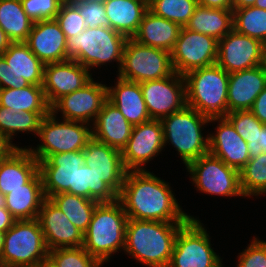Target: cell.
<instances>
[{
    "label": "cell",
    "mask_w": 266,
    "mask_h": 267,
    "mask_svg": "<svg viewBox=\"0 0 266 267\" xmlns=\"http://www.w3.org/2000/svg\"><path fill=\"white\" fill-rule=\"evenodd\" d=\"M266 87V71L257 66L252 69L229 74L228 113L237 110H250L257 96Z\"/></svg>",
    "instance_id": "obj_24"
},
{
    "label": "cell",
    "mask_w": 266,
    "mask_h": 267,
    "mask_svg": "<svg viewBox=\"0 0 266 267\" xmlns=\"http://www.w3.org/2000/svg\"><path fill=\"white\" fill-rule=\"evenodd\" d=\"M37 220L48 250L83 246L84 233L49 198L43 200Z\"/></svg>",
    "instance_id": "obj_20"
},
{
    "label": "cell",
    "mask_w": 266,
    "mask_h": 267,
    "mask_svg": "<svg viewBox=\"0 0 266 267\" xmlns=\"http://www.w3.org/2000/svg\"><path fill=\"white\" fill-rule=\"evenodd\" d=\"M44 66L25 42H12L0 56V89L42 86Z\"/></svg>",
    "instance_id": "obj_12"
},
{
    "label": "cell",
    "mask_w": 266,
    "mask_h": 267,
    "mask_svg": "<svg viewBox=\"0 0 266 267\" xmlns=\"http://www.w3.org/2000/svg\"><path fill=\"white\" fill-rule=\"evenodd\" d=\"M56 117L51 112L43 117L37 133L41 144L36 149L27 148L38 161L51 154L83 150L92 138L90 124L68 120L59 122Z\"/></svg>",
    "instance_id": "obj_8"
},
{
    "label": "cell",
    "mask_w": 266,
    "mask_h": 267,
    "mask_svg": "<svg viewBox=\"0 0 266 267\" xmlns=\"http://www.w3.org/2000/svg\"><path fill=\"white\" fill-rule=\"evenodd\" d=\"M127 39L110 27L86 28L66 39L67 60H75L87 69L116 61L119 72Z\"/></svg>",
    "instance_id": "obj_5"
},
{
    "label": "cell",
    "mask_w": 266,
    "mask_h": 267,
    "mask_svg": "<svg viewBox=\"0 0 266 267\" xmlns=\"http://www.w3.org/2000/svg\"><path fill=\"white\" fill-rule=\"evenodd\" d=\"M185 223L128 218L124 252L140 264L149 267H168L177 233Z\"/></svg>",
    "instance_id": "obj_2"
},
{
    "label": "cell",
    "mask_w": 266,
    "mask_h": 267,
    "mask_svg": "<svg viewBox=\"0 0 266 267\" xmlns=\"http://www.w3.org/2000/svg\"><path fill=\"white\" fill-rule=\"evenodd\" d=\"M181 27L149 9L145 12L137 33L132 37L140 44L171 52Z\"/></svg>",
    "instance_id": "obj_29"
},
{
    "label": "cell",
    "mask_w": 266,
    "mask_h": 267,
    "mask_svg": "<svg viewBox=\"0 0 266 267\" xmlns=\"http://www.w3.org/2000/svg\"><path fill=\"white\" fill-rule=\"evenodd\" d=\"M186 169L193 184L203 193L244 197L240 189L239 171L210 153L190 162Z\"/></svg>",
    "instance_id": "obj_11"
},
{
    "label": "cell",
    "mask_w": 266,
    "mask_h": 267,
    "mask_svg": "<svg viewBox=\"0 0 266 267\" xmlns=\"http://www.w3.org/2000/svg\"><path fill=\"white\" fill-rule=\"evenodd\" d=\"M48 252L38 220H17L5 232L0 267H36Z\"/></svg>",
    "instance_id": "obj_7"
},
{
    "label": "cell",
    "mask_w": 266,
    "mask_h": 267,
    "mask_svg": "<svg viewBox=\"0 0 266 267\" xmlns=\"http://www.w3.org/2000/svg\"><path fill=\"white\" fill-rule=\"evenodd\" d=\"M173 72L169 51L127 39L118 77L141 83L166 78Z\"/></svg>",
    "instance_id": "obj_9"
},
{
    "label": "cell",
    "mask_w": 266,
    "mask_h": 267,
    "mask_svg": "<svg viewBox=\"0 0 266 267\" xmlns=\"http://www.w3.org/2000/svg\"><path fill=\"white\" fill-rule=\"evenodd\" d=\"M225 117L247 143L254 139L258 131L265 126L250 110L232 111Z\"/></svg>",
    "instance_id": "obj_40"
},
{
    "label": "cell",
    "mask_w": 266,
    "mask_h": 267,
    "mask_svg": "<svg viewBox=\"0 0 266 267\" xmlns=\"http://www.w3.org/2000/svg\"><path fill=\"white\" fill-rule=\"evenodd\" d=\"M50 200L68 217L80 231L85 233L93 212L99 202L67 192L53 195Z\"/></svg>",
    "instance_id": "obj_34"
},
{
    "label": "cell",
    "mask_w": 266,
    "mask_h": 267,
    "mask_svg": "<svg viewBox=\"0 0 266 267\" xmlns=\"http://www.w3.org/2000/svg\"><path fill=\"white\" fill-rule=\"evenodd\" d=\"M172 192L169 183L150 171H127L118 200L131 219L187 222L194 218L182 211Z\"/></svg>",
    "instance_id": "obj_1"
},
{
    "label": "cell",
    "mask_w": 266,
    "mask_h": 267,
    "mask_svg": "<svg viewBox=\"0 0 266 267\" xmlns=\"http://www.w3.org/2000/svg\"><path fill=\"white\" fill-rule=\"evenodd\" d=\"M42 178L39 171L24 185L1 198L6 209L16 220L37 219L43 200Z\"/></svg>",
    "instance_id": "obj_28"
},
{
    "label": "cell",
    "mask_w": 266,
    "mask_h": 267,
    "mask_svg": "<svg viewBox=\"0 0 266 267\" xmlns=\"http://www.w3.org/2000/svg\"><path fill=\"white\" fill-rule=\"evenodd\" d=\"M107 87L92 79L83 88L59 98L50 107V112L54 116L61 112L63 120L90 124V121L94 122L107 100Z\"/></svg>",
    "instance_id": "obj_17"
},
{
    "label": "cell",
    "mask_w": 266,
    "mask_h": 267,
    "mask_svg": "<svg viewBox=\"0 0 266 267\" xmlns=\"http://www.w3.org/2000/svg\"><path fill=\"white\" fill-rule=\"evenodd\" d=\"M197 6V0H150L148 9L157 16L185 27Z\"/></svg>",
    "instance_id": "obj_38"
},
{
    "label": "cell",
    "mask_w": 266,
    "mask_h": 267,
    "mask_svg": "<svg viewBox=\"0 0 266 267\" xmlns=\"http://www.w3.org/2000/svg\"><path fill=\"white\" fill-rule=\"evenodd\" d=\"M202 224L190 218L179 229L168 267H223Z\"/></svg>",
    "instance_id": "obj_10"
},
{
    "label": "cell",
    "mask_w": 266,
    "mask_h": 267,
    "mask_svg": "<svg viewBox=\"0 0 266 267\" xmlns=\"http://www.w3.org/2000/svg\"><path fill=\"white\" fill-rule=\"evenodd\" d=\"M92 137L120 151L126 146L133 126L108 99L103 103L92 123Z\"/></svg>",
    "instance_id": "obj_25"
},
{
    "label": "cell",
    "mask_w": 266,
    "mask_h": 267,
    "mask_svg": "<svg viewBox=\"0 0 266 267\" xmlns=\"http://www.w3.org/2000/svg\"><path fill=\"white\" fill-rule=\"evenodd\" d=\"M0 106L15 112H50L43 86L32 84L20 89H0Z\"/></svg>",
    "instance_id": "obj_32"
},
{
    "label": "cell",
    "mask_w": 266,
    "mask_h": 267,
    "mask_svg": "<svg viewBox=\"0 0 266 267\" xmlns=\"http://www.w3.org/2000/svg\"><path fill=\"white\" fill-rule=\"evenodd\" d=\"M27 16L33 21L53 20L65 0H20Z\"/></svg>",
    "instance_id": "obj_43"
},
{
    "label": "cell",
    "mask_w": 266,
    "mask_h": 267,
    "mask_svg": "<svg viewBox=\"0 0 266 267\" xmlns=\"http://www.w3.org/2000/svg\"><path fill=\"white\" fill-rule=\"evenodd\" d=\"M116 83L115 87H107V99L121 111L132 126L150 121L140 83L120 77Z\"/></svg>",
    "instance_id": "obj_27"
},
{
    "label": "cell",
    "mask_w": 266,
    "mask_h": 267,
    "mask_svg": "<svg viewBox=\"0 0 266 267\" xmlns=\"http://www.w3.org/2000/svg\"><path fill=\"white\" fill-rule=\"evenodd\" d=\"M16 218L6 209L4 204L0 201V231L6 232L14 223Z\"/></svg>",
    "instance_id": "obj_49"
},
{
    "label": "cell",
    "mask_w": 266,
    "mask_h": 267,
    "mask_svg": "<svg viewBox=\"0 0 266 267\" xmlns=\"http://www.w3.org/2000/svg\"><path fill=\"white\" fill-rule=\"evenodd\" d=\"M256 0H233V9H242L254 6Z\"/></svg>",
    "instance_id": "obj_52"
},
{
    "label": "cell",
    "mask_w": 266,
    "mask_h": 267,
    "mask_svg": "<svg viewBox=\"0 0 266 267\" xmlns=\"http://www.w3.org/2000/svg\"><path fill=\"white\" fill-rule=\"evenodd\" d=\"M33 24L20 0H0V27L12 42H25Z\"/></svg>",
    "instance_id": "obj_33"
},
{
    "label": "cell",
    "mask_w": 266,
    "mask_h": 267,
    "mask_svg": "<svg viewBox=\"0 0 266 267\" xmlns=\"http://www.w3.org/2000/svg\"><path fill=\"white\" fill-rule=\"evenodd\" d=\"M6 156H0V163L5 159Z\"/></svg>",
    "instance_id": "obj_58"
},
{
    "label": "cell",
    "mask_w": 266,
    "mask_h": 267,
    "mask_svg": "<svg viewBox=\"0 0 266 267\" xmlns=\"http://www.w3.org/2000/svg\"><path fill=\"white\" fill-rule=\"evenodd\" d=\"M75 195L101 202H113L118 199V194L91 168L83 165L75 177Z\"/></svg>",
    "instance_id": "obj_35"
},
{
    "label": "cell",
    "mask_w": 266,
    "mask_h": 267,
    "mask_svg": "<svg viewBox=\"0 0 266 267\" xmlns=\"http://www.w3.org/2000/svg\"><path fill=\"white\" fill-rule=\"evenodd\" d=\"M197 2L203 7L233 10V0H197Z\"/></svg>",
    "instance_id": "obj_50"
},
{
    "label": "cell",
    "mask_w": 266,
    "mask_h": 267,
    "mask_svg": "<svg viewBox=\"0 0 266 267\" xmlns=\"http://www.w3.org/2000/svg\"><path fill=\"white\" fill-rule=\"evenodd\" d=\"M262 42L234 29L218 41L217 64L227 73L243 71L262 63Z\"/></svg>",
    "instance_id": "obj_18"
},
{
    "label": "cell",
    "mask_w": 266,
    "mask_h": 267,
    "mask_svg": "<svg viewBox=\"0 0 266 267\" xmlns=\"http://www.w3.org/2000/svg\"><path fill=\"white\" fill-rule=\"evenodd\" d=\"M163 126L160 120L135 125L126 146L122 149V161L127 171L146 170L143 164L153 160L164 148Z\"/></svg>",
    "instance_id": "obj_16"
},
{
    "label": "cell",
    "mask_w": 266,
    "mask_h": 267,
    "mask_svg": "<svg viewBox=\"0 0 266 267\" xmlns=\"http://www.w3.org/2000/svg\"><path fill=\"white\" fill-rule=\"evenodd\" d=\"M83 165V150L51 154L47 159L38 161L45 198L50 199L63 192L75 195L76 172Z\"/></svg>",
    "instance_id": "obj_15"
},
{
    "label": "cell",
    "mask_w": 266,
    "mask_h": 267,
    "mask_svg": "<svg viewBox=\"0 0 266 267\" xmlns=\"http://www.w3.org/2000/svg\"><path fill=\"white\" fill-rule=\"evenodd\" d=\"M92 79L90 70L75 60L46 64L42 86L49 106L59 98L83 88Z\"/></svg>",
    "instance_id": "obj_19"
},
{
    "label": "cell",
    "mask_w": 266,
    "mask_h": 267,
    "mask_svg": "<svg viewBox=\"0 0 266 267\" xmlns=\"http://www.w3.org/2000/svg\"><path fill=\"white\" fill-rule=\"evenodd\" d=\"M233 22L237 33L266 41V10L255 6L233 9Z\"/></svg>",
    "instance_id": "obj_37"
},
{
    "label": "cell",
    "mask_w": 266,
    "mask_h": 267,
    "mask_svg": "<svg viewBox=\"0 0 266 267\" xmlns=\"http://www.w3.org/2000/svg\"><path fill=\"white\" fill-rule=\"evenodd\" d=\"M127 220V214L118 199L98 203L84 233L82 247L102 264L109 262L112 254L124 250Z\"/></svg>",
    "instance_id": "obj_3"
},
{
    "label": "cell",
    "mask_w": 266,
    "mask_h": 267,
    "mask_svg": "<svg viewBox=\"0 0 266 267\" xmlns=\"http://www.w3.org/2000/svg\"><path fill=\"white\" fill-rule=\"evenodd\" d=\"M106 17L111 29L132 38L138 31L142 18L148 10L149 1L103 0Z\"/></svg>",
    "instance_id": "obj_30"
},
{
    "label": "cell",
    "mask_w": 266,
    "mask_h": 267,
    "mask_svg": "<svg viewBox=\"0 0 266 267\" xmlns=\"http://www.w3.org/2000/svg\"><path fill=\"white\" fill-rule=\"evenodd\" d=\"M170 55L174 72L184 76L192 70L216 64L218 40L181 27Z\"/></svg>",
    "instance_id": "obj_13"
},
{
    "label": "cell",
    "mask_w": 266,
    "mask_h": 267,
    "mask_svg": "<svg viewBox=\"0 0 266 267\" xmlns=\"http://www.w3.org/2000/svg\"><path fill=\"white\" fill-rule=\"evenodd\" d=\"M187 106L209 118L228 114L229 73L217 63L184 75Z\"/></svg>",
    "instance_id": "obj_4"
},
{
    "label": "cell",
    "mask_w": 266,
    "mask_h": 267,
    "mask_svg": "<svg viewBox=\"0 0 266 267\" xmlns=\"http://www.w3.org/2000/svg\"><path fill=\"white\" fill-rule=\"evenodd\" d=\"M250 158L256 157L261 153H266V125L258 131L254 139L247 143Z\"/></svg>",
    "instance_id": "obj_47"
},
{
    "label": "cell",
    "mask_w": 266,
    "mask_h": 267,
    "mask_svg": "<svg viewBox=\"0 0 266 267\" xmlns=\"http://www.w3.org/2000/svg\"><path fill=\"white\" fill-rule=\"evenodd\" d=\"M261 66L266 71V41L262 44V63Z\"/></svg>",
    "instance_id": "obj_54"
},
{
    "label": "cell",
    "mask_w": 266,
    "mask_h": 267,
    "mask_svg": "<svg viewBox=\"0 0 266 267\" xmlns=\"http://www.w3.org/2000/svg\"><path fill=\"white\" fill-rule=\"evenodd\" d=\"M38 172V160L27 148H14L0 163V199L24 185Z\"/></svg>",
    "instance_id": "obj_26"
},
{
    "label": "cell",
    "mask_w": 266,
    "mask_h": 267,
    "mask_svg": "<svg viewBox=\"0 0 266 267\" xmlns=\"http://www.w3.org/2000/svg\"><path fill=\"white\" fill-rule=\"evenodd\" d=\"M5 232L0 231V256L3 251Z\"/></svg>",
    "instance_id": "obj_57"
},
{
    "label": "cell",
    "mask_w": 266,
    "mask_h": 267,
    "mask_svg": "<svg viewBox=\"0 0 266 267\" xmlns=\"http://www.w3.org/2000/svg\"><path fill=\"white\" fill-rule=\"evenodd\" d=\"M50 112H14L13 120V136L17 132H32L34 135L38 133L41 121L44 116Z\"/></svg>",
    "instance_id": "obj_45"
},
{
    "label": "cell",
    "mask_w": 266,
    "mask_h": 267,
    "mask_svg": "<svg viewBox=\"0 0 266 267\" xmlns=\"http://www.w3.org/2000/svg\"><path fill=\"white\" fill-rule=\"evenodd\" d=\"M36 267H55L48 259L40 262Z\"/></svg>",
    "instance_id": "obj_56"
},
{
    "label": "cell",
    "mask_w": 266,
    "mask_h": 267,
    "mask_svg": "<svg viewBox=\"0 0 266 267\" xmlns=\"http://www.w3.org/2000/svg\"><path fill=\"white\" fill-rule=\"evenodd\" d=\"M254 6L266 10V0H256Z\"/></svg>",
    "instance_id": "obj_55"
},
{
    "label": "cell",
    "mask_w": 266,
    "mask_h": 267,
    "mask_svg": "<svg viewBox=\"0 0 266 267\" xmlns=\"http://www.w3.org/2000/svg\"><path fill=\"white\" fill-rule=\"evenodd\" d=\"M237 267H266V241L253 238L247 249L238 255Z\"/></svg>",
    "instance_id": "obj_44"
},
{
    "label": "cell",
    "mask_w": 266,
    "mask_h": 267,
    "mask_svg": "<svg viewBox=\"0 0 266 267\" xmlns=\"http://www.w3.org/2000/svg\"><path fill=\"white\" fill-rule=\"evenodd\" d=\"M209 119L186 105L181 110L160 120L163 126L165 147L170 142L178 151L185 166L209 153L208 134L203 137L202 133L203 126L210 123Z\"/></svg>",
    "instance_id": "obj_6"
},
{
    "label": "cell",
    "mask_w": 266,
    "mask_h": 267,
    "mask_svg": "<svg viewBox=\"0 0 266 267\" xmlns=\"http://www.w3.org/2000/svg\"><path fill=\"white\" fill-rule=\"evenodd\" d=\"M240 189L244 197L266 193V153L250 158L239 171Z\"/></svg>",
    "instance_id": "obj_36"
},
{
    "label": "cell",
    "mask_w": 266,
    "mask_h": 267,
    "mask_svg": "<svg viewBox=\"0 0 266 267\" xmlns=\"http://www.w3.org/2000/svg\"><path fill=\"white\" fill-rule=\"evenodd\" d=\"M250 111L264 124L266 125V87L257 96L256 100Z\"/></svg>",
    "instance_id": "obj_48"
},
{
    "label": "cell",
    "mask_w": 266,
    "mask_h": 267,
    "mask_svg": "<svg viewBox=\"0 0 266 267\" xmlns=\"http://www.w3.org/2000/svg\"><path fill=\"white\" fill-rule=\"evenodd\" d=\"M140 88L151 119L161 120L187 105L184 76L176 72L163 79L141 82Z\"/></svg>",
    "instance_id": "obj_14"
},
{
    "label": "cell",
    "mask_w": 266,
    "mask_h": 267,
    "mask_svg": "<svg viewBox=\"0 0 266 267\" xmlns=\"http://www.w3.org/2000/svg\"><path fill=\"white\" fill-rule=\"evenodd\" d=\"M83 17L87 28L110 27L103 0H70Z\"/></svg>",
    "instance_id": "obj_42"
},
{
    "label": "cell",
    "mask_w": 266,
    "mask_h": 267,
    "mask_svg": "<svg viewBox=\"0 0 266 267\" xmlns=\"http://www.w3.org/2000/svg\"><path fill=\"white\" fill-rule=\"evenodd\" d=\"M233 24V10L198 5L185 27L200 34H207L219 41L233 30Z\"/></svg>",
    "instance_id": "obj_31"
},
{
    "label": "cell",
    "mask_w": 266,
    "mask_h": 267,
    "mask_svg": "<svg viewBox=\"0 0 266 267\" xmlns=\"http://www.w3.org/2000/svg\"><path fill=\"white\" fill-rule=\"evenodd\" d=\"M55 19L66 38L76 36L87 28L78 8L70 0L62 3Z\"/></svg>",
    "instance_id": "obj_41"
},
{
    "label": "cell",
    "mask_w": 266,
    "mask_h": 267,
    "mask_svg": "<svg viewBox=\"0 0 266 267\" xmlns=\"http://www.w3.org/2000/svg\"><path fill=\"white\" fill-rule=\"evenodd\" d=\"M55 267H101L102 263L82 246L52 249L47 258Z\"/></svg>",
    "instance_id": "obj_39"
},
{
    "label": "cell",
    "mask_w": 266,
    "mask_h": 267,
    "mask_svg": "<svg viewBox=\"0 0 266 267\" xmlns=\"http://www.w3.org/2000/svg\"><path fill=\"white\" fill-rule=\"evenodd\" d=\"M216 121H218L216 133L208 135L209 153L240 171L250 159L247 142L226 117L209 119L211 123Z\"/></svg>",
    "instance_id": "obj_22"
},
{
    "label": "cell",
    "mask_w": 266,
    "mask_h": 267,
    "mask_svg": "<svg viewBox=\"0 0 266 267\" xmlns=\"http://www.w3.org/2000/svg\"><path fill=\"white\" fill-rule=\"evenodd\" d=\"M13 149L14 147L0 136V156H7Z\"/></svg>",
    "instance_id": "obj_53"
},
{
    "label": "cell",
    "mask_w": 266,
    "mask_h": 267,
    "mask_svg": "<svg viewBox=\"0 0 266 267\" xmlns=\"http://www.w3.org/2000/svg\"><path fill=\"white\" fill-rule=\"evenodd\" d=\"M66 36L56 19L34 22L25 43L44 64L67 61Z\"/></svg>",
    "instance_id": "obj_23"
},
{
    "label": "cell",
    "mask_w": 266,
    "mask_h": 267,
    "mask_svg": "<svg viewBox=\"0 0 266 267\" xmlns=\"http://www.w3.org/2000/svg\"><path fill=\"white\" fill-rule=\"evenodd\" d=\"M14 110L0 106V136L14 148H19L12 143Z\"/></svg>",
    "instance_id": "obj_46"
},
{
    "label": "cell",
    "mask_w": 266,
    "mask_h": 267,
    "mask_svg": "<svg viewBox=\"0 0 266 267\" xmlns=\"http://www.w3.org/2000/svg\"><path fill=\"white\" fill-rule=\"evenodd\" d=\"M83 151L86 166L119 194L127 172L123 165L121 151L93 137Z\"/></svg>",
    "instance_id": "obj_21"
},
{
    "label": "cell",
    "mask_w": 266,
    "mask_h": 267,
    "mask_svg": "<svg viewBox=\"0 0 266 267\" xmlns=\"http://www.w3.org/2000/svg\"><path fill=\"white\" fill-rule=\"evenodd\" d=\"M12 41L0 27V56L9 48Z\"/></svg>",
    "instance_id": "obj_51"
}]
</instances>
